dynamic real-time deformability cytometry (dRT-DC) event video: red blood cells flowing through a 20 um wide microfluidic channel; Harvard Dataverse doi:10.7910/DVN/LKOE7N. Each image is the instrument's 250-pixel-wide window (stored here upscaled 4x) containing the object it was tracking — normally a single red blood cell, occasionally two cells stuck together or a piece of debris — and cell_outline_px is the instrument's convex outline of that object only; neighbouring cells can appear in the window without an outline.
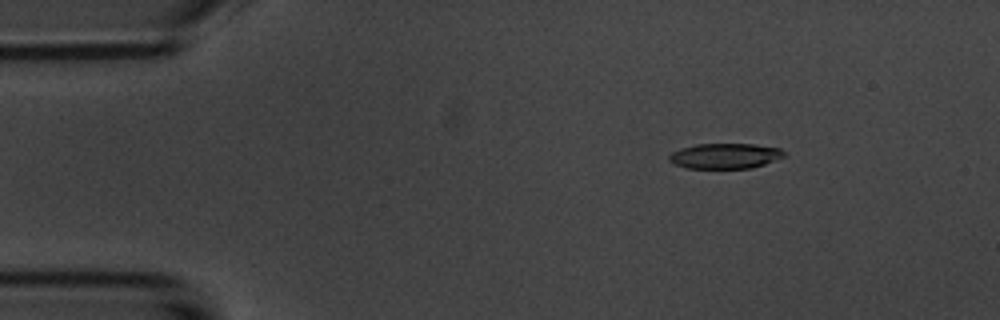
{"species": "common noctule bat (a hibernating species)", "species_latin": "Nyctalus noctula", "temperature_condition": "room temperature", "stored_images_in_passage": 5, "camera_frame_rate_fps": 3000, "um_per_image_px": 0.085, "animal": {"sex": "male", "body_mass_g": 20.1, "forearm_length_mm": 53.5}, "frame": {"image": 1, "passage_image": 3, "time_ms": 2.333, "image_size_px": [1000, 320], "cell_outline_px": [[784, 156], [764, 164], [752, 168], [688, 168], [676, 164], [668, 160], [668, 156], [672, 152], [680, 148], [696, 144], [752, 144], [780, 148], [784, 152]], "centroid_in_image_um": [61.6, 13.25], "position_along_channel_um": 23.4, "area_um2": 16.82}}